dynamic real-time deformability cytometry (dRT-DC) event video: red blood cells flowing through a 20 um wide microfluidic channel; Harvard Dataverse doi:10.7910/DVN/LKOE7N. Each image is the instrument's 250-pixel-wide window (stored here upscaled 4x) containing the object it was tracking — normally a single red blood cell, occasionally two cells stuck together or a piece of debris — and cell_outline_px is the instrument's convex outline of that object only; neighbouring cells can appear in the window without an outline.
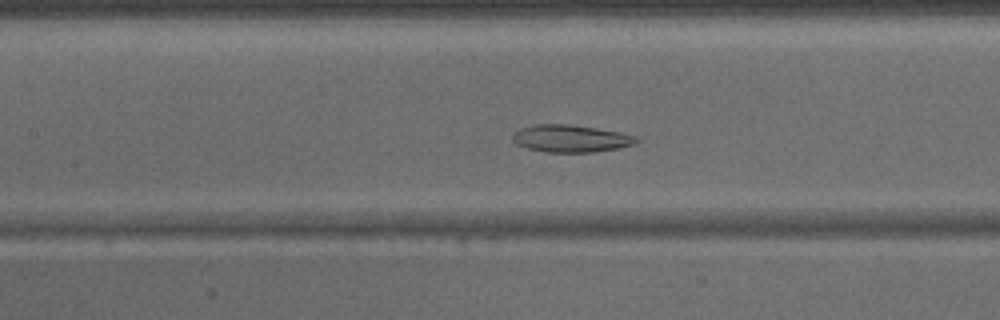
{"species": "common noctule bat (a hibernating species)", "species_latin": "Nyctalus noctula", "temperature_condition": "warm", "stored_images_in_passage": 46, "camera_frame_rate_fps": 3000, "um_per_image_px": 0.085, "animal": {"sex": "male", "body_mass_g": 15.6}, "frame": {"image": 1, "passage_image": 21, "time_ms": 6.667, "image_size_px": [1000, 320], "cell_outline_px": [[640, 140], [636, 144], [620, 148], [592, 152], [544, 152], [528, 148], [516, 144], [512, 140], [512, 136], [520, 128], [536, 124], [568, 124], [596, 128], [620, 132], [636, 136]], "centroid_in_image_um": [48.54, 11.78], "position_along_channel_um": 158.9, "area_um2": 19.77}}
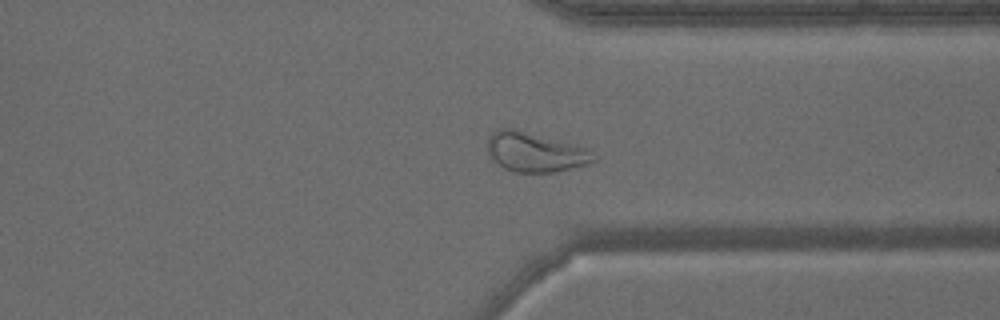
{"frame": {"image": 2, "passage_image": 35, "time_ms": 11.333, "image_size_px": [1000, 320], "cell_outline_px": [[596, 160], [584, 164], [556, 172], [516, 172], [504, 168], [488, 152], [488, 136], [492, 132], [500, 128], [512, 128], [588, 148], [596, 156]], "centroid_in_image_um": [45.48, 12.92], "position_along_channel_um": 365.9, "area_um2": 23.93}}
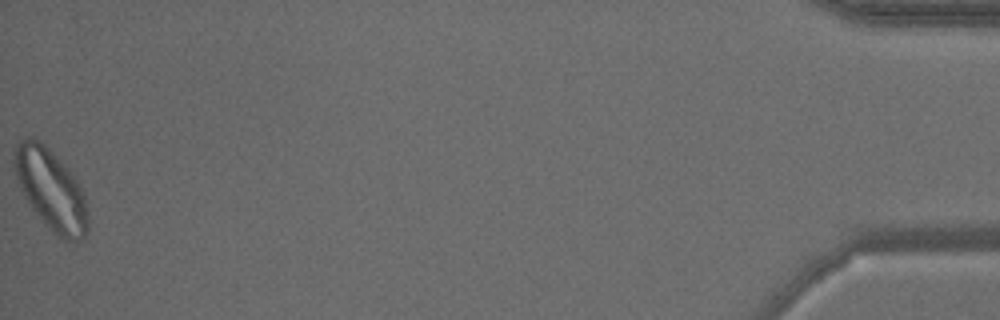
{"frame": {"image": 3, "passage_image": 46, "time_ms": 15.0, "image_size_px": [1000, 320], "cell_outline_px": [[88, 232], [80, 240], [64, 240], [56, 236], [48, 228], [32, 208], [24, 196], [20, 188], [12, 164], [12, 160], [16, 144], [24, 136], [36, 136], [52, 152], [76, 180], [84, 196], [88, 216]], "centroid_in_image_um": [4.28, 16.1], "position_along_channel_um": 430.9, "area_um2": 34.62}}